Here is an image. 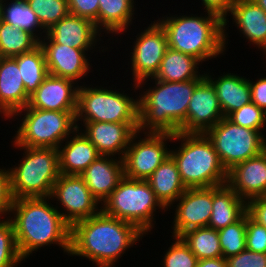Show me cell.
I'll list each match as a JSON object with an SVG mask.
<instances>
[{
	"mask_svg": "<svg viewBox=\"0 0 266 267\" xmlns=\"http://www.w3.org/2000/svg\"><path fill=\"white\" fill-rule=\"evenodd\" d=\"M79 86L73 80L48 74L30 96L28 106L41 110L76 112Z\"/></svg>",
	"mask_w": 266,
	"mask_h": 267,
	"instance_id": "19",
	"label": "cell"
},
{
	"mask_svg": "<svg viewBox=\"0 0 266 267\" xmlns=\"http://www.w3.org/2000/svg\"><path fill=\"white\" fill-rule=\"evenodd\" d=\"M64 142L58 147L60 174L81 175L101 156L80 129H76Z\"/></svg>",
	"mask_w": 266,
	"mask_h": 267,
	"instance_id": "24",
	"label": "cell"
},
{
	"mask_svg": "<svg viewBox=\"0 0 266 267\" xmlns=\"http://www.w3.org/2000/svg\"><path fill=\"white\" fill-rule=\"evenodd\" d=\"M169 142H174L173 134L137 131L122 158L124 176L134 180H147L170 157Z\"/></svg>",
	"mask_w": 266,
	"mask_h": 267,
	"instance_id": "11",
	"label": "cell"
},
{
	"mask_svg": "<svg viewBox=\"0 0 266 267\" xmlns=\"http://www.w3.org/2000/svg\"><path fill=\"white\" fill-rule=\"evenodd\" d=\"M251 101L266 113V77L250 80Z\"/></svg>",
	"mask_w": 266,
	"mask_h": 267,
	"instance_id": "45",
	"label": "cell"
},
{
	"mask_svg": "<svg viewBox=\"0 0 266 267\" xmlns=\"http://www.w3.org/2000/svg\"><path fill=\"white\" fill-rule=\"evenodd\" d=\"M50 198L52 203L56 200L54 203L61 204L62 208L57 204L55 207L70 226L101 211V204L80 175L60 174L53 185Z\"/></svg>",
	"mask_w": 266,
	"mask_h": 267,
	"instance_id": "12",
	"label": "cell"
},
{
	"mask_svg": "<svg viewBox=\"0 0 266 267\" xmlns=\"http://www.w3.org/2000/svg\"><path fill=\"white\" fill-rule=\"evenodd\" d=\"M246 249L266 253V227L254 221L246 212Z\"/></svg>",
	"mask_w": 266,
	"mask_h": 267,
	"instance_id": "39",
	"label": "cell"
},
{
	"mask_svg": "<svg viewBox=\"0 0 266 267\" xmlns=\"http://www.w3.org/2000/svg\"><path fill=\"white\" fill-rule=\"evenodd\" d=\"M235 0H201V4L203 6V10L209 11L219 15L224 20V46L225 51L228 47V33L227 30L229 29V21L227 15L230 13ZM228 25V26H227Z\"/></svg>",
	"mask_w": 266,
	"mask_h": 267,
	"instance_id": "43",
	"label": "cell"
},
{
	"mask_svg": "<svg viewBox=\"0 0 266 267\" xmlns=\"http://www.w3.org/2000/svg\"><path fill=\"white\" fill-rule=\"evenodd\" d=\"M173 205L168 208V211H175L172 237H180L192 229L208 227L212 214V187L187 188Z\"/></svg>",
	"mask_w": 266,
	"mask_h": 267,
	"instance_id": "14",
	"label": "cell"
},
{
	"mask_svg": "<svg viewBox=\"0 0 266 267\" xmlns=\"http://www.w3.org/2000/svg\"><path fill=\"white\" fill-rule=\"evenodd\" d=\"M228 16L249 46L266 50V12L260 6L253 0H235Z\"/></svg>",
	"mask_w": 266,
	"mask_h": 267,
	"instance_id": "23",
	"label": "cell"
},
{
	"mask_svg": "<svg viewBox=\"0 0 266 267\" xmlns=\"http://www.w3.org/2000/svg\"><path fill=\"white\" fill-rule=\"evenodd\" d=\"M2 3H3V0H0V21H1V12H2Z\"/></svg>",
	"mask_w": 266,
	"mask_h": 267,
	"instance_id": "48",
	"label": "cell"
},
{
	"mask_svg": "<svg viewBox=\"0 0 266 267\" xmlns=\"http://www.w3.org/2000/svg\"><path fill=\"white\" fill-rule=\"evenodd\" d=\"M101 210L108 216L135 225L147 236L155 227L156 213L168 211L157 199L147 180L125 176L103 202Z\"/></svg>",
	"mask_w": 266,
	"mask_h": 267,
	"instance_id": "6",
	"label": "cell"
},
{
	"mask_svg": "<svg viewBox=\"0 0 266 267\" xmlns=\"http://www.w3.org/2000/svg\"><path fill=\"white\" fill-rule=\"evenodd\" d=\"M150 80L149 83H147ZM201 80L166 82L148 78L133 83V92L139 90V131L176 134L183 132V122L195 87ZM154 82V83H153ZM146 90V91H144Z\"/></svg>",
	"mask_w": 266,
	"mask_h": 267,
	"instance_id": "3",
	"label": "cell"
},
{
	"mask_svg": "<svg viewBox=\"0 0 266 267\" xmlns=\"http://www.w3.org/2000/svg\"><path fill=\"white\" fill-rule=\"evenodd\" d=\"M147 181L157 199L167 210L187 189L171 156L151 174Z\"/></svg>",
	"mask_w": 266,
	"mask_h": 267,
	"instance_id": "28",
	"label": "cell"
},
{
	"mask_svg": "<svg viewBox=\"0 0 266 267\" xmlns=\"http://www.w3.org/2000/svg\"><path fill=\"white\" fill-rule=\"evenodd\" d=\"M261 55H263V57L265 56V60H266V50Z\"/></svg>",
	"mask_w": 266,
	"mask_h": 267,
	"instance_id": "49",
	"label": "cell"
},
{
	"mask_svg": "<svg viewBox=\"0 0 266 267\" xmlns=\"http://www.w3.org/2000/svg\"><path fill=\"white\" fill-rule=\"evenodd\" d=\"M146 235L135 225L102 210L71 226L69 256L85 258L96 267H116L118 260Z\"/></svg>",
	"mask_w": 266,
	"mask_h": 267,
	"instance_id": "1",
	"label": "cell"
},
{
	"mask_svg": "<svg viewBox=\"0 0 266 267\" xmlns=\"http://www.w3.org/2000/svg\"><path fill=\"white\" fill-rule=\"evenodd\" d=\"M1 14L2 21L29 32L38 41L47 34L26 0H3Z\"/></svg>",
	"mask_w": 266,
	"mask_h": 267,
	"instance_id": "30",
	"label": "cell"
},
{
	"mask_svg": "<svg viewBox=\"0 0 266 267\" xmlns=\"http://www.w3.org/2000/svg\"><path fill=\"white\" fill-rule=\"evenodd\" d=\"M47 31L69 14L67 0H26Z\"/></svg>",
	"mask_w": 266,
	"mask_h": 267,
	"instance_id": "35",
	"label": "cell"
},
{
	"mask_svg": "<svg viewBox=\"0 0 266 267\" xmlns=\"http://www.w3.org/2000/svg\"><path fill=\"white\" fill-rule=\"evenodd\" d=\"M218 234L225 259L246 250V213L235 223L218 230Z\"/></svg>",
	"mask_w": 266,
	"mask_h": 267,
	"instance_id": "34",
	"label": "cell"
},
{
	"mask_svg": "<svg viewBox=\"0 0 266 267\" xmlns=\"http://www.w3.org/2000/svg\"><path fill=\"white\" fill-rule=\"evenodd\" d=\"M50 200V197L14 199L8 218L13 224L17 249L24 261L40 248L52 244L69 256L71 226Z\"/></svg>",
	"mask_w": 266,
	"mask_h": 267,
	"instance_id": "2",
	"label": "cell"
},
{
	"mask_svg": "<svg viewBox=\"0 0 266 267\" xmlns=\"http://www.w3.org/2000/svg\"><path fill=\"white\" fill-rule=\"evenodd\" d=\"M200 65L201 63L194 57L168 47L153 78L166 82L202 80L205 74L203 70L202 74L200 73Z\"/></svg>",
	"mask_w": 266,
	"mask_h": 267,
	"instance_id": "29",
	"label": "cell"
},
{
	"mask_svg": "<svg viewBox=\"0 0 266 267\" xmlns=\"http://www.w3.org/2000/svg\"><path fill=\"white\" fill-rule=\"evenodd\" d=\"M13 58L18 63L26 94L30 97L48 75L44 51L38 45L32 51Z\"/></svg>",
	"mask_w": 266,
	"mask_h": 267,
	"instance_id": "31",
	"label": "cell"
},
{
	"mask_svg": "<svg viewBox=\"0 0 266 267\" xmlns=\"http://www.w3.org/2000/svg\"><path fill=\"white\" fill-rule=\"evenodd\" d=\"M173 141L178 142L179 147H172L170 156L176 162L186 188H208L227 183V171L205 133L178 132L173 134Z\"/></svg>",
	"mask_w": 266,
	"mask_h": 267,
	"instance_id": "5",
	"label": "cell"
},
{
	"mask_svg": "<svg viewBox=\"0 0 266 267\" xmlns=\"http://www.w3.org/2000/svg\"><path fill=\"white\" fill-rule=\"evenodd\" d=\"M102 34L92 21L70 13L47 30V35L55 43L81 50H92L91 53L97 52V48L99 53L109 50L108 47L99 46L100 41L104 42L100 39L103 38Z\"/></svg>",
	"mask_w": 266,
	"mask_h": 267,
	"instance_id": "18",
	"label": "cell"
},
{
	"mask_svg": "<svg viewBox=\"0 0 266 267\" xmlns=\"http://www.w3.org/2000/svg\"><path fill=\"white\" fill-rule=\"evenodd\" d=\"M12 147L24 152L18 163L9 168L13 198L50 197L60 176L58 149Z\"/></svg>",
	"mask_w": 266,
	"mask_h": 267,
	"instance_id": "8",
	"label": "cell"
},
{
	"mask_svg": "<svg viewBox=\"0 0 266 267\" xmlns=\"http://www.w3.org/2000/svg\"><path fill=\"white\" fill-rule=\"evenodd\" d=\"M246 203L266 195V151L227 171V183Z\"/></svg>",
	"mask_w": 266,
	"mask_h": 267,
	"instance_id": "20",
	"label": "cell"
},
{
	"mask_svg": "<svg viewBox=\"0 0 266 267\" xmlns=\"http://www.w3.org/2000/svg\"><path fill=\"white\" fill-rule=\"evenodd\" d=\"M180 238L198 260L223 257L218 231L201 227L183 233Z\"/></svg>",
	"mask_w": 266,
	"mask_h": 267,
	"instance_id": "32",
	"label": "cell"
},
{
	"mask_svg": "<svg viewBox=\"0 0 266 267\" xmlns=\"http://www.w3.org/2000/svg\"><path fill=\"white\" fill-rule=\"evenodd\" d=\"M253 1L266 12V0H253Z\"/></svg>",
	"mask_w": 266,
	"mask_h": 267,
	"instance_id": "47",
	"label": "cell"
},
{
	"mask_svg": "<svg viewBox=\"0 0 266 267\" xmlns=\"http://www.w3.org/2000/svg\"><path fill=\"white\" fill-rule=\"evenodd\" d=\"M39 41L29 32L0 21V56L15 57L32 51Z\"/></svg>",
	"mask_w": 266,
	"mask_h": 267,
	"instance_id": "33",
	"label": "cell"
},
{
	"mask_svg": "<svg viewBox=\"0 0 266 267\" xmlns=\"http://www.w3.org/2000/svg\"><path fill=\"white\" fill-rule=\"evenodd\" d=\"M14 118L20 121L11 141L13 146L58 149L77 129L76 112L41 110L27 105L16 111L9 121Z\"/></svg>",
	"mask_w": 266,
	"mask_h": 267,
	"instance_id": "9",
	"label": "cell"
},
{
	"mask_svg": "<svg viewBox=\"0 0 266 267\" xmlns=\"http://www.w3.org/2000/svg\"><path fill=\"white\" fill-rule=\"evenodd\" d=\"M247 213L258 224L266 227V195L249 200Z\"/></svg>",
	"mask_w": 266,
	"mask_h": 267,
	"instance_id": "44",
	"label": "cell"
},
{
	"mask_svg": "<svg viewBox=\"0 0 266 267\" xmlns=\"http://www.w3.org/2000/svg\"><path fill=\"white\" fill-rule=\"evenodd\" d=\"M205 134L226 171L265 150V133L236 125L227 117H223Z\"/></svg>",
	"mask_w": 266,
	"mask_h": 267,
	"instance_id": "10",
	"label": "cell"
},
{
	"mask_svg": "<svg viewBox=\"0 0 266 267\" xmlns=\"http://www.w3.org/2000/svg\"><path fill=\"white\" fill-rule=\"evenodd\" d=\"M206 71H204V74L216 90L224 117H228L232 112L252 102L249 77L247 79L245 76L242 77L237 73L223 72V74L221 73L218 77L214 78L213 72Z\"/></svg>",
	"mask_w": 266,
	"mask_h": 267,
	"instance_id": "25",
	"label": "cell"
},
{
	"mask_svg": "<svg viewBox=\"0 0 266 267\" xmlns=\"http://www.w3.org/2000/svg\"><path fill=\"white\" fill-rule=\"evenodd\" d=\"M29 98L17 61L13 57H1L0 116L8 120L16 111L28 105Z\"/></svg>",
	"mask_w": 266,
	"mask_h": 267,
	"instance_id": "21",
	"label": "cell"
},
{
	"mask_svg": "<svg viewBox=\"0 0 266 267\" xmlns=\"http://www.w3.org/2000/svg\"><path fill=\"white\" fill-rule=\"evenodd\" d=\"M117 158L101 155L80 175L101 205L124 177L123 160Z\"/></svg>",
	"mask_w": 266,
	"mask_h": 267,
	"instance_id": "22",
	"label": "cell"
},
{
	"mask_svg": "<svg viewBox=\"0 0 266 267\" xmlns=\"http://www.w3.org/2000/svg\"><path fill=\"white\" fill-rule=\"evenodd\" d=\"M13 202L9 167L4 168L3 166L0 167V219L9 217Z\"/></svg>",
	"mask_w": 266,
	"mask_h": 267,
	"instance_id": "41",
	"label": "cell"
},
{
	"mask_svg": "<svg viewBox=\"0 0 266 267\" xmlns=\"http://www.w3.org/2000/svg\"><path fill=\"white\" fill-rule=\"evenodd\" d=\"M84 83L85 80L78 89L77 129L88 122L139 123V96L134 98L131 93L130 97L126 90H116V86L113 90L102 87L104 84L94 87Z\"/></svg>",
	"mask_w": 266,
	"mask_h": 267,
	"instance_id": "7",
	"label": "cell"
},
{
	"mask_svg": "<svg viewBox=\"0 0 266 267\" xmlns=\"http://www.w3.org/2000/svg\"><path fill=\"white\" fill-rule=\"evenodd\" d=\"M247 212V203L227 184L212 187V214L208 227L220 230L238 221Z\"/></svg>",
	"mask_w": 266,
	"mask_h": 267,
	"instance_id": "26",
	"label": "cell"
},
{
	"mask_svg": "<svg viewBox=\"0 0 266 267\" xmlns=\"http://www.w3.org/2000/svg\"><path fill=\"white\" fill-rule=\"evenodd\" d=\"M196 267H227V262L224 257L201 259Z\"/></svg>",
	"mask_w": 266,
	"mask_h": 267,
	"instance_id": "46",
	"label": "cell"
},
{
	"mask_svg": "<svg viewBox=\"0 0 266 267\" xmlns=\"http://www.w3.org/2000/svg\"><path fill=\"white\" fill-rule=\"evenodd\" d=\"M204 12L207 15L169 13L156 20L165 30L169 48L190 55L201 64L225 52L224 20L215 13Z\"/></svg>",
	"mask_w": 266,
	"mask_h": 267,
	"instance_id": "4",
	"label": "cell"
},
{
	"mask_svg": "<svg viewBox=\"0 0 266 267\" xmlns=\"http://www.w3.org/2000/svg\"><path fill=\"white\" fill-rule=\"evenodd\" d=\"M223 117L216 90L205 76L192 94L183 122V133H205Z\"/></svg>",
	"mask_w": 266,
	"mask_h": 267,
	"instance_id": "16",
	"label": "cell"
},
{
	"mask_svg": "<svg viewBox=\"0 0 266 267\" xmlns=\"http://www.w3.org/2000/svg\"><path fill=\"white\" fill-rule=\"evenodd\" d=\"M70 14L92 21L98 29L99 0H67Z\"/></svg>",
	"mask_w": 266,
	"mask_h": 267,
	"instance_id": "40",
	"label": "cell"
},
{
	"mask_svg": "<svg viewBox=\"0 0 266 267\" xmlns=\"http://www.w3.org/2000/svg\"><path fill=\"white\" fill-rule=\"evenodd\" d=\"M227 118L241 127L254 129L262 133L266 130V113L253 102L232 112Z\"/></svg>",
	"mask_w": 266,
	"mask_h": 267,
	"instance_id": "38",
	"label": "cell"
},
{
	"mask_svg": "<svg viewBox=\"0 0 266 267\" xmlns=\"http://www.w3.org/2000/svg\"><path fill=\"white\" fill-rule=\"evenodd\" d=\"M24 260L20 256L9 218L0 219V267H18Z\"/></svg>",
	"mask_w": 266,
	"mask_h": 267,
	"instance_id": "36",
	"label": "cell"
},
{
	"mask_svg": "<svg viewBox=\"0 0 266 267\" xmlns=\"http://www.w3.org/2000/svg\"><path fill=\"white\" fill-rule=\"evenodd\" d=\"M174 240L162 254V267H196L198 259L180 237Z\"/></svg>",
	"mask_w": 266,
	"mask_h": 267,
	"instance_id": "37",
	"label": "cell"
},
{
	"mask_svg": "<svg viewBox=\"0 0 266 267\" xmlns=\"http://www.w3.org/2000/svg\"><path fill=\"white\" fill-rule=\"evenodd\" d=\"M227 267H266V253L248 249L226 259Z\"/></svg>",
	"mask_w": 266,
	"mask_h": 267,
	"instance_id": "42",
	"label": "cell"
},
{
	"mask_svg": "<svg viewBox=\"0 0 266 267\" xmlns=\"http://www.w3.org/2000/svg\"><path fill=\"white\" fill-rule=\"evenodd\" d=\"M39 45L45 54L48 74L67 78L79 84L82 83V79L89 77V72H92V63L89 59L92 57L87 54L91 51L57 44L47 34L39 41Z\"/></svg>",
	"mask_w": 266,
	"mask_h": 267,
	"instance_id": "15",
	"label": "cell"
},
{
	"mask_svg": "<svg viewBox=\"0 0 266 267\" xmlns=\"http://www.w3.org/2000/svg\"><path fill=\"white\" fill-rule=\"evenodd\" d=\"M135 39L130 47L132 50L128 56V65L132 72V82L138 84L156 75L168 43L165 30L155 19L144 30H140Z\"/></svg>",
	"mask_w": 266,
	"mask_h": 267,
	"instance_id": "13",
	"label": "cell"
},
{
	"mask_svg": "<svg viewBox=\"0 0 266 267\" xmlns=\"http://www.w3.org/2000/svg\"><path fill=\"white\" fill-rule=\"evenodd\" d=\"M81 132L96 147L100 155L124 157L139 123L88 122ZM83 128V129H82Z\"/></svg>",
	"mask_w": 266,
	"mask_h": 267,
	"instance_id": "17",
	"label": "cell"
},
{
	"mask_svg": "<svg viewBox=\"0 0 266 267\" xmlns=\"http://www.w3.org/2000/svg\"><path fill=\"white\" fill-rule=\"evenodd\" d=\"M135 3L134 0H99L98 30L115 38L129 31L136 15Z\"/></svg>",
	"mask_w": 266,
	"mask_h": 267,
	"instance_id": "27",
	"label": "cell"
}]
</instances>
